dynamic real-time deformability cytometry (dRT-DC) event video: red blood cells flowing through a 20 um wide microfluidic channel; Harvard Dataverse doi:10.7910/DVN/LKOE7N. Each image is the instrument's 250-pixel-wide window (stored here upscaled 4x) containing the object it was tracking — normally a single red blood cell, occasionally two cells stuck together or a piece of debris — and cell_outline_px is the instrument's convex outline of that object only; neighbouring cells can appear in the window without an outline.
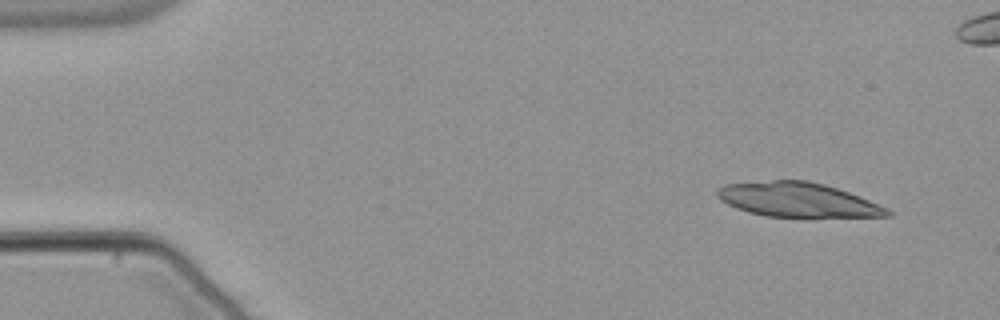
{"species": "common noctule bat (a hibernating species)", "species_latin": "Nyctalus noctula", "temperature_condition": "warm", "stored_images_in_passage": 29, "camera_frame_rate_fps": 3000, "um_per_image_px": 0.085, "animal": {"sex": "male", "body_mass_g": 21.5, "forearm_length_mm": 52.0}, "frame": {"image": 1, "passage_image": 4, "time_ms": 1.0, "image_size_px": [1000, 320], "cell_outline_px": [[892, 216], [764, 216], [748, 212], [736, 208], [720, 200], [716, 196], [716, 192], [724, 184], [772, 180], [808, 180], [824, 184], [860, 196], [888, 208], [892, 212]], "centroid_in_image_um": [67.78, 16.97], "position_along_channel_um": 17.2, "area_um2": 33.81}}